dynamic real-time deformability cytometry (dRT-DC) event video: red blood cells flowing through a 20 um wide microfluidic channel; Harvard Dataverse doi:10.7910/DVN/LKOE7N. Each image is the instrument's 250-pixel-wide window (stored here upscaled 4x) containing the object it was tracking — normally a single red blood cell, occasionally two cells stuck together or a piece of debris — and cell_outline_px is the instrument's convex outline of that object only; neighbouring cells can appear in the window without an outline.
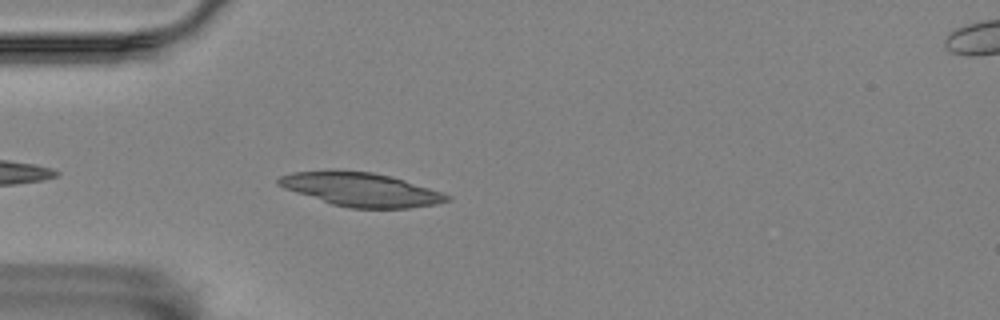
{"species": "Egyptian fruit bat (a non-hibernating species)", "species_latin": "Rousettus aegyptiacus", "temperature_condition": "room temperature", "stored_images_in_passage": 40, "camera_frame_rate_fps": 3000, "um_per_image_px": 0.085, "animal": {"sex": "female"}, "frame": {"image": 1, "passage_image": 4, "time_ms": 1.0, "image_size_px": [1000, 320], "cell_outline_px": [[452, 200], [436, 204], [408, 208], [348, 208], [332, 204], [284, 188], [276, 184], [276, 180], [280, 176], [292, 172], [332, 168], [372, 172], [392, 176], [452, 196]], "centroid_in_image_um": [30.63, 16.08], "position_along_channel_um": 54.4, "area_um2": 33.47}}
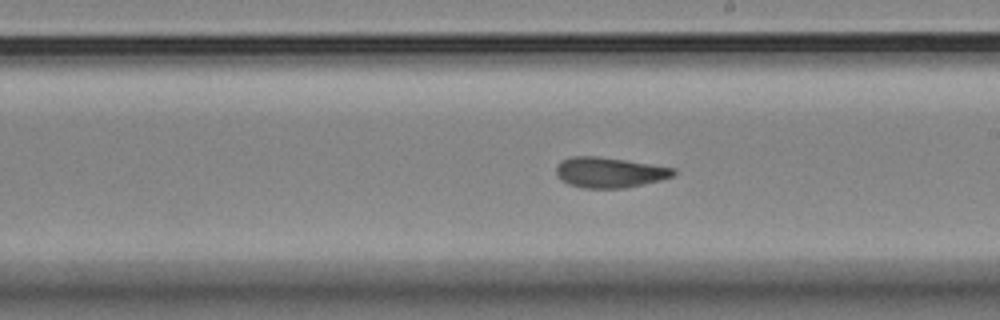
{"frame": {"image": 2, "passage_image": 21, "time_ms": 6.667, "image_size_px": [1000, 320], "cell_outline_px": [[676, 172], [672, 176], [660, 180], [644, 184], [624, 188], [584, 188], [568, 184], [560, 180], [556, 172], [556, 168], [560, 160], [572, 156], [596, 156], [624, 160], [676, 168]], "centroid_in_image_um": [51.77, 14.66], "position_along_channel_um": 237.2, "area_um2": 20.75}}
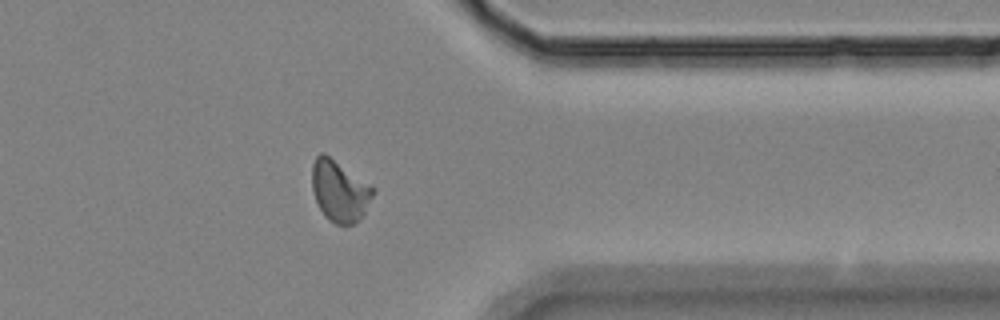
{"frame": {"image": 3, "passage_image": 34, "time_ms": 11.0, "image_size_px": [1000, 320], "cell_outline_px": [[372, 196], [364, 212], [352, 224], [344, 228], [328, 220], [324, 216], [316, 200], [312, 188], [312, 164], [316, 156], [320, 152], [324, 152], [372, 188]], "centroid_in_image_um": [28.79, 16.26], "position_along_channel_um": 382.6, "area_um2": 21.15}}